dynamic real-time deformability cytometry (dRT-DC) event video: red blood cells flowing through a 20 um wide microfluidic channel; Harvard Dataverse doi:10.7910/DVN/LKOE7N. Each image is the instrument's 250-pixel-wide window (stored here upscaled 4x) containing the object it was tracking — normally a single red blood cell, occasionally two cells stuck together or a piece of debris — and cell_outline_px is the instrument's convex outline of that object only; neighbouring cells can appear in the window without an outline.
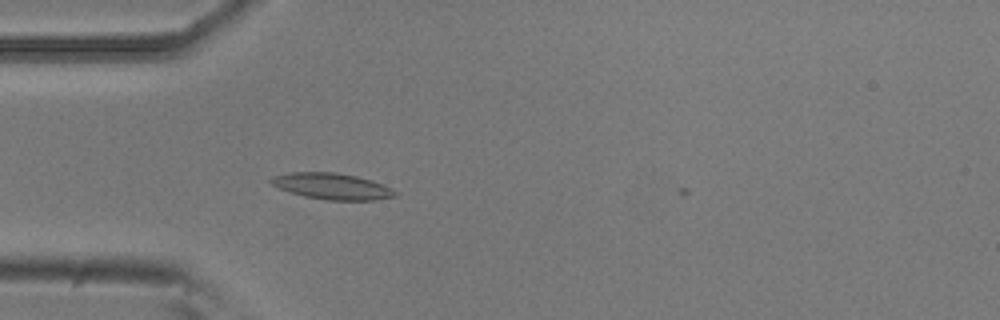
{"species": "common noctule bat (a hibernating species)", "species_latin": "Nyctalus noctula", "temperature_condition": "room temperature", "stored_images_in_passage": 2, "camera_frame_rate_fps": 3000, "um_per_image_px": 0.085, "animal": {"sex": "male", "body_mass_g": 20.5, "forearm_length_mm": 52.5}, "frame": {"image": 1, "passage_image": 1, "time_ms": 0.0, "image_size_px": [1000, 320], "cell_outline_px": [[396, 196], [376, 200], [324, 200], [304, 196], [288, 192], [272, 184], [268, 180], [272, 176], [292, 172], [336, 172], [356, 176], [372, 180], [392, 188], [396, 192]], "centroid_in_image_um": [28.21, 15.83], "position_along_channel_um": 56.8, "area_um2": 19.02}}